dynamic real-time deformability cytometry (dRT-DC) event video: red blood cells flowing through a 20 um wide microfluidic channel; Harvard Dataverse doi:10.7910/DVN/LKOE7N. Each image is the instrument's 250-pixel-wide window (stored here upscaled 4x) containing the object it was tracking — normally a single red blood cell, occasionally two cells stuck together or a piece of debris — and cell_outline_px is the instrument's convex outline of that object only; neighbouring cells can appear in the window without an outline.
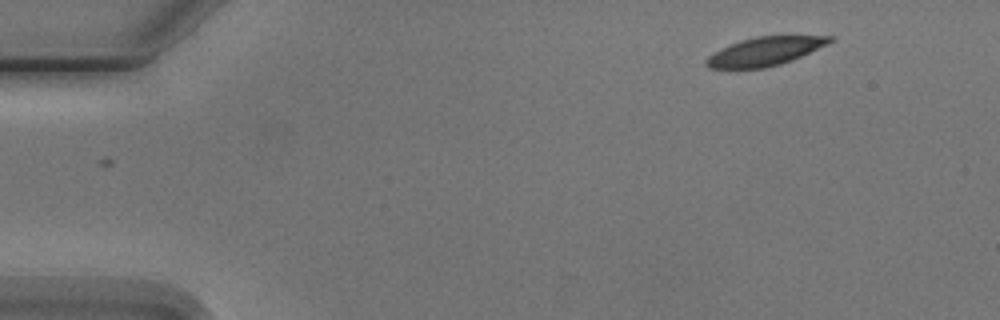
{"species": "Egyptian fruit bat (a non-hibernating species)", "species_latin": "Rousettus aegyptiacus", "temperature_condition": "cold", "stored_images_in_passage": 4, "camera_frame_rate_fps": 3000, "um_per_image_px": 0.085, "animal": {"sex": "male"}, "frame": {"image": 1, "passage_image": 1, "time_ms": 0.0, "image_size_px": [1000, 320], "cell_outline_px": [[836, 40], [792, 60], [780, 64], [764, 68], [708, 68], [704, 64], [704, 60], [708, 56], [720, 48], [740, 40], [756, 36], [792, 32], [836, 36]], "centroid_in_image_um": [65.14, 4.28], "position_along_channel_um": 19.9, "area_um2": 21.73}}